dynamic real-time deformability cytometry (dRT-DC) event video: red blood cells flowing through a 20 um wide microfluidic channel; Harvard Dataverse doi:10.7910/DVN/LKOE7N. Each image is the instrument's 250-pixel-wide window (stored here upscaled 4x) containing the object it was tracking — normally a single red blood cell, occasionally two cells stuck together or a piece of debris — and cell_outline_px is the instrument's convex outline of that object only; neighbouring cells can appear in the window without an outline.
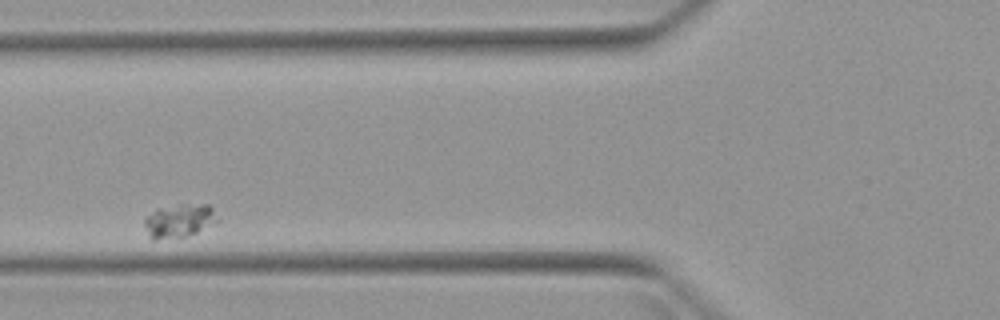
{"species": "Egyptian fruit bat (a non-hibernating species)", "species_latin": "Rousettus aegyptiacus", "temperature_condition": "warm", "stored_images_in_passage": 5, "camera_frame_rate_fps": 3000, "um_per_image_px": 0.085, "animal": {"sex": "female"}, "frame": {"image": 1, "passage_image": 2, "time_ms": 1.667, "image_size_px": [1000, 320], "cell_outline_px": [[220, 220], [188, 236], [156, 240], [152, 240], [144, 224], [144, 220], [156, 208], [180, 204], [208, 204], [212, 208]], "centroid_in_image_um": [15.24, 18.75], "position_along_channel_um": 110.6, "area_um2": 14.22}}
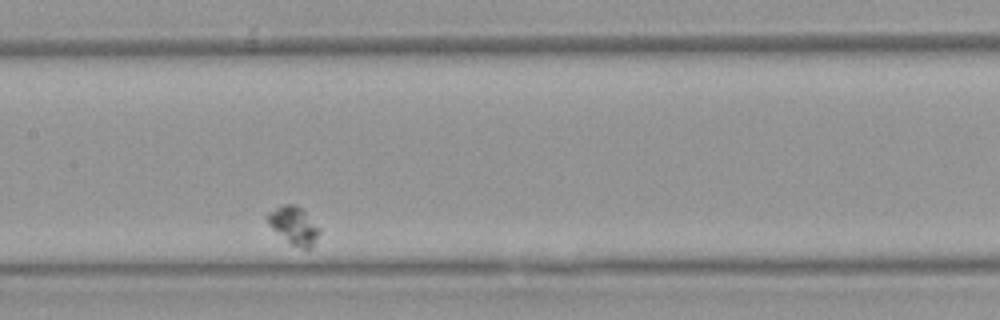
{"frame": {"image": 2, "passage_image": 4, "time_ms": 4.0, "image_size_px": [1000, 320], "cell_outline_px": [[320, 232], [312, 248], [300, 248], [288, 244], [268, 224], [268, 212], [284, 204], [296, 204], [320, 228]], "centroid_in_image_um": [24.98, 19.2], "position_along_channel_um": 182.4, "area_um2": 11.33}}
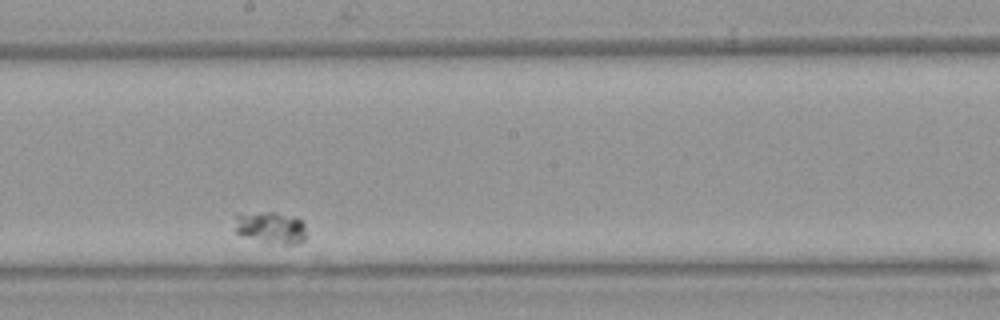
{"frame": {"image": 3, "passage_image": 5, "time_ms": 5.333, "image_size_px": [1000, 320], "cell_outline_px": [[304, 240], [300, 244], [268, 244], [244, 236], [236, 232], [236, 212], [276, 212], [296, 216], [304, 224]], "centroid_in_image_um": [23.0, 19.34], "position_along_channel_um": 225.2, "area_um2": 13.64}}